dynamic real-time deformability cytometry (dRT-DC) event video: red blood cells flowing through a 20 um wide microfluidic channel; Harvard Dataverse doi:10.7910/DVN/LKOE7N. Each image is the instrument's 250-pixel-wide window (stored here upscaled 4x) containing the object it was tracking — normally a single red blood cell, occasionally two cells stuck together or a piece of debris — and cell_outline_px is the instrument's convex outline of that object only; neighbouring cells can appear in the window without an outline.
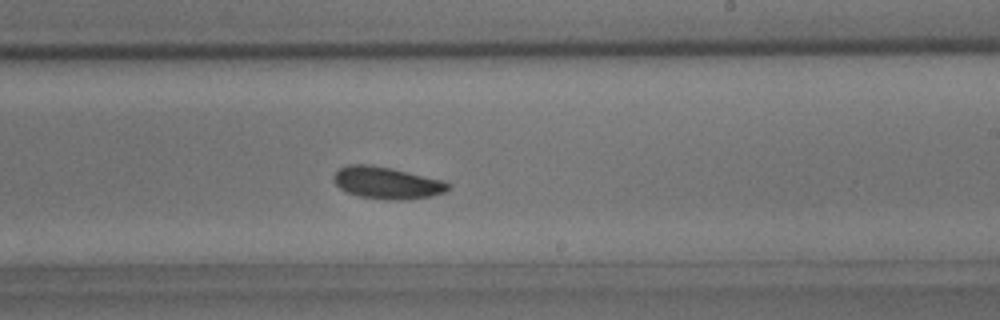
{"species": "common noctule bat (a hibernating species)", "species_latin": "Nyctalus noctula", "temperature_condition": "room temperature", "stored_images_in_passage": 35, "camera_frame_rate_fps": 3000, "um_per_image_px": 0.085, "animal": {"sex": "male", "body_mass_g": 15.6}, "frame": {"image": 1, "passage_image": 16, "time_ms": 5.0, "image_size_px": [1000, 320], "cell_outline_px": [[452, 184], [444, 192], [432, 196], [404, 200], [384, 200], [360, 196], [348, 192], [340, 188], [336, 184], [332, 176], [340, 168], [348, 164], [368, 164], [392, 168], [444, 180]], "centroid_in_image_um": [32.9, 15.54], "position_along_channel_um": 256.1, "area_um2": 21.44}}